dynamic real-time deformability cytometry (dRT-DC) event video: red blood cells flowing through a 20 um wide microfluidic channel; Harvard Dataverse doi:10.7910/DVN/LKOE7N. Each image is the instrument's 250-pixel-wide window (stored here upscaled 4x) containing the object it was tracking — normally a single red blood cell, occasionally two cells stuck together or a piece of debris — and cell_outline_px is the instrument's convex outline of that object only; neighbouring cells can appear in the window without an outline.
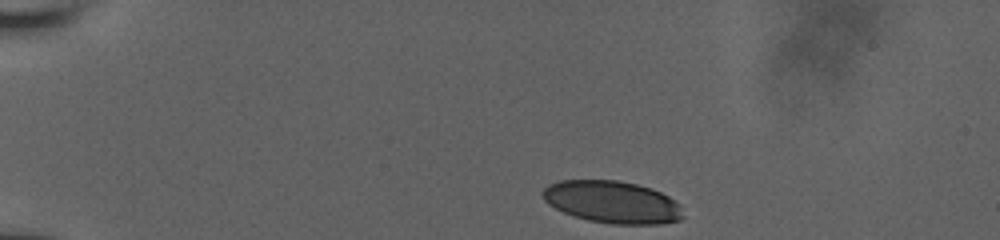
{"species": "human", "species_latin": "Homo sapiens", "temperature_condition": "room temperature", "stored_images_in_passage": 23, "camera_frame_rate_fps": 3000, "um_per_image_px": 0.085, "donor": {"sex": "male"}, "frame": {"image": 1, "passage_image": 1, "time_ms": 0.0, "image_size_px": [1000, 240], "cell_outline_px": [[684, 216], [680, 220], [660, 224], [612, 224], [588, 220], [564, 212], [548, 204], [544, 200], [540, 192], [548, 184], [560, 180], [616, 180], [636, 184], [652, 188], [668, 196], [680, 204]], "centroid_in_image_um": [52.04, 17.17], "position_along_channel_um": 33.0, "area_um2": 34.68}}
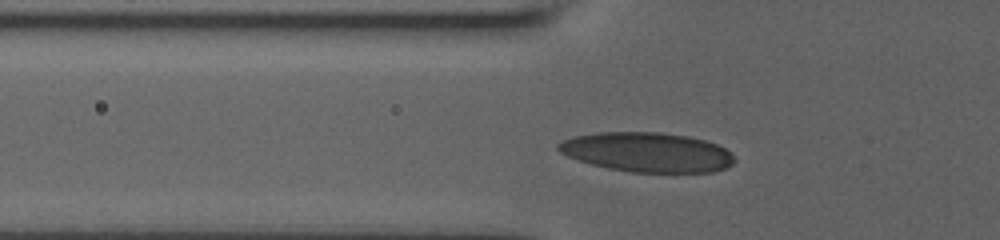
{"frame": {"image": 2, "passage_image": 14, "time_ms": 3.0, "image_size_px": [1000, 240], "cell_outline_px": [[736, 160], [732, 164], [724, 168], [712, 172], [632, 172], [608, 168], [592, 164], [568, 156], [560, 152], [556, 148], [556, 144], [572, 136], [596, 132], [660, 132], [688, 136], [704, 140], [716, 144], [732, 152]], "centroid_in_image_um": [55.01, 12.93], "position_along_channel_um": 70.8, "area_um2": 40.63}}
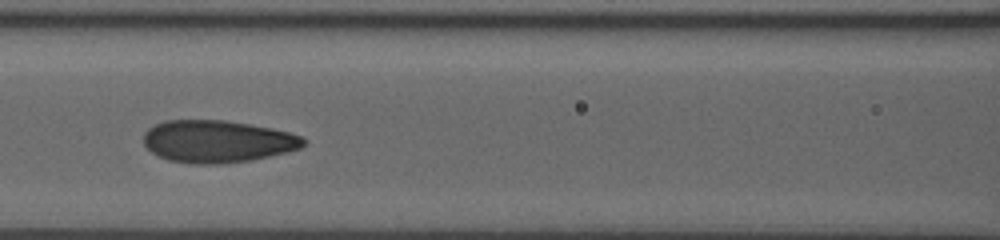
{"frame": {"image": 3, "passage_image": 21, "time_ms": 5.0, "image_size_px": [1000, 240], "cell_outline_px": [[308, 140], [300, 148], [288, 152], [248, 160], [224, 164], [188, 164], [168, 160], [152, 152], [144, 144], [144, 132], [148, 128], [164, 120], [224, 120], [272, 128], [288, 132], [300, 136]], "centroid_in_image_um": [18.46, 12.02], "position_along_channel_um": 148.1, "area_um2": 39.42}}